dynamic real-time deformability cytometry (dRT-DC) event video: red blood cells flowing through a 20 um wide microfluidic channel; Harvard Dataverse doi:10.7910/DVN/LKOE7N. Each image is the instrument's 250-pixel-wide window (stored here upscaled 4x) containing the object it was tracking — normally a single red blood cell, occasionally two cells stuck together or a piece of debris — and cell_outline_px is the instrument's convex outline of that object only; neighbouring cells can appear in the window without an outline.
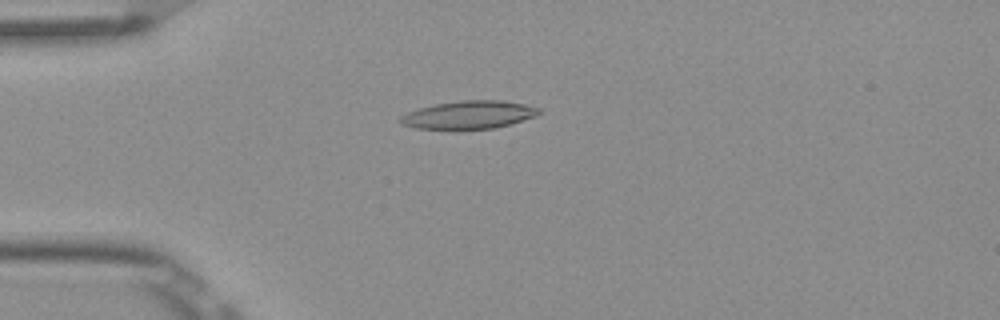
{"species": "Egyptian fruit bat (a non-hibernating species)", "species_latin": "Rousettus aegyptiacus", "temperature_condition": "room temperature", "stored_images_in_passage": 7, "camera_frame_rate_fps": 3000, "um_per_image_px": 0.085, "frame": {"image": 1, "passage_image": 4, "time_ms": 1.0, "image_size_px": [1000, 320], "cell_outline_px": [[540, 112], [536, 116], [496, 128], [460, 132], [416, 128], [400, 124], [400, 116], [408, 112], [420, 108], [436, 104], [460, 100], [500, 100], [524, 104], [540, 108]], "centroid_in_image_um": [39.82, 9.81], "position_along_channel_um": 45.2, "area_um2": 23.35}}
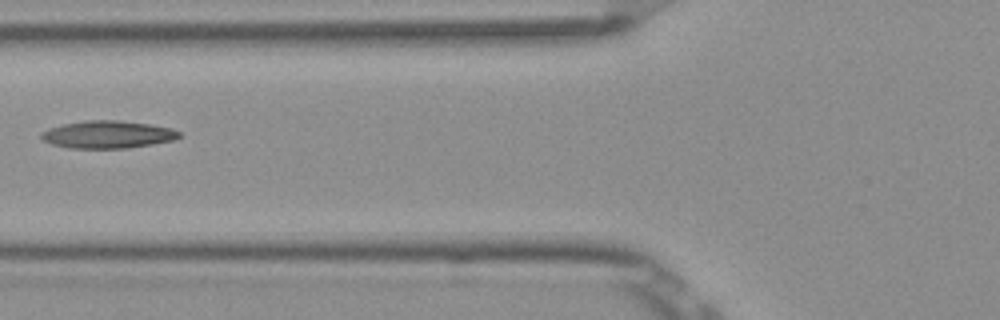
{"frame": {"image": 2, "passage_image": 6, "time_ms": 1.667, "image_size_px": [1000, 320], "cell_outline_px": [[184, 136], [172, 140], [152, 144], [124, 148], [68, 148], [52, 144], [40, 140], [40, 132], [48, 128], [64, 124], [84, 120], [120, 120], [148, 124], [172, 128], [180, 132]], "centroid_in_image_um": [9.12, 11.43], "position_along_channel_um": 116.7, "area_um2": 22.25}}
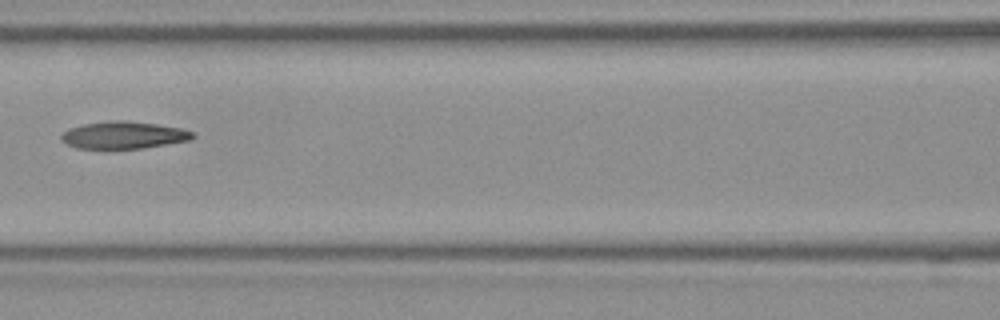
{"frame": {"image": 3, "passage_image": 7, "time_ms": 2.0, "image_size_px": [1000, 320], "cell_outline_px": [[196, 136], [192, 140], [144, 148], [76, 148], [64, 144], [60, 140], [60, 136], [68, 128], [84, 124], [108, 120], [128, 120], [156, 124], [180, 128], [196, 132]], "centroid_in_image_um": [10.52, 11.48], "position_along_channel_um": 156.1, "area_um2": 21.15}}